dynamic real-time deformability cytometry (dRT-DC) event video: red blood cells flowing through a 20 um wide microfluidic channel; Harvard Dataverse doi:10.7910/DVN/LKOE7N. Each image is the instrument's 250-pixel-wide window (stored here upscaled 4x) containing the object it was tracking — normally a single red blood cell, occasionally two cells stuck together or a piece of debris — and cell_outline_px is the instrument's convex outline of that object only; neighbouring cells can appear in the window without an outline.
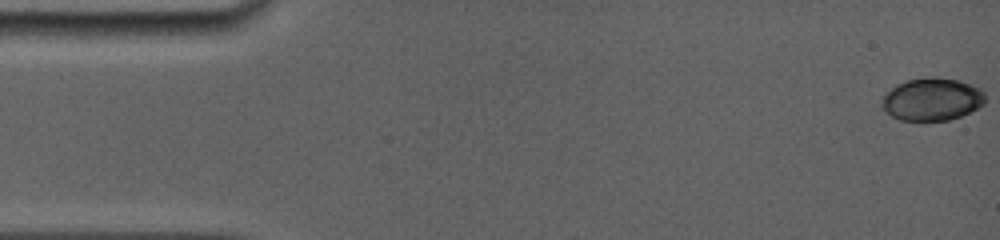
{"species": "common noctule bat (a hibernating species)", "species_latin": "Nyctalus noctula", "temperature_condition": "room temperature", "stored_images_in_passage": 55, "camera_frame_rate_fps": 5000, "um_per_image_px": 0.085, "animal": {"sex": "female", "body_mass_g": 19.0, "forearm_length_mm": 56.7}, "frame": {"image": 1, "passage_image": 1, "time_ms": 0.0, "image_size_px": [1000, 240], "cell_outline_px": [[984, 104], [960, 116], [948, 120], [920, 124], [900, 120], [884, 112], [880, 108], [880, 100], [896, 84], [904, 80], [932, 76], [956, 80], [980, 88], [984, 92]], "centroid_in_image_um": [79.14, 8.48], "position_along_channel_um": 5.9, "area_um2": 26.36}}
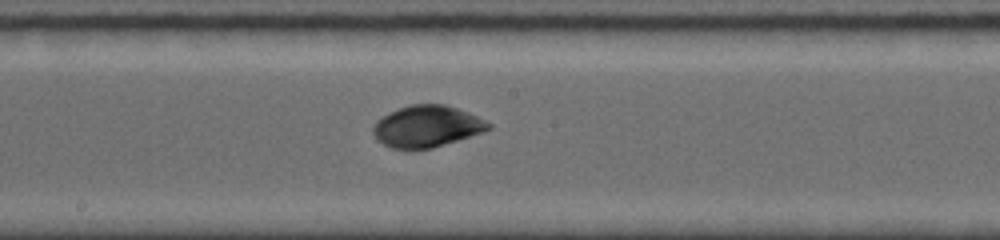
{"frame": {"image": 2, "passage_image": 32, "time_ms": 8.6, "image_size_px": [1000, 240], "cell_outline_px": [[492, 128], [432, 148], [412, 152], [392, 148], [376, 140], [372, 132], [372, 128], [376, 120], [400, 108], [412, 104], [444, 104], [468, 112], [492, 124]], "centroid_in_image_um": [36.23, 10.77], "position_along_channel_um": 212.0, "area_um2": 27.98}}
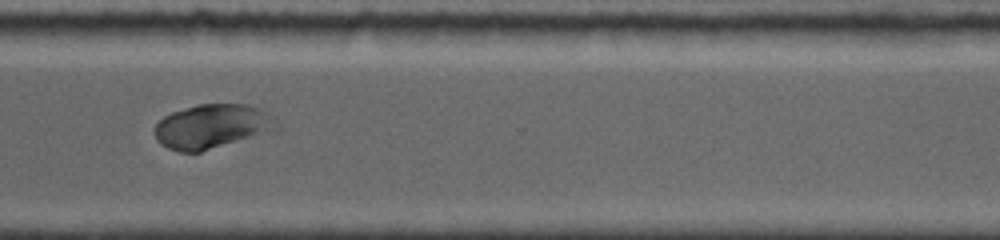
{"frame": {"image": 3, "passage_image": 48, "time_ms": 12.2, "image_size_px": [1000, 240], "cell_outline_px": [[280, 128], [276, 132], [200, 152], [180, 152], [168, 148], [160, 144], [156, 140], [156, 124], [164, 116], [172, 112], [196, 104], [244, 104], [256, 108], [276, 116]], "centroid_in_image_um": [18.11, 10.76], "position_along_channel_um": 352.5, "area_um2": 32.02}, "authors_computed_cell_mechanics": {"area_um2": 27.3972, "velocity_mm_per_s": 3.902, "shape_relaxation_time_tau1_ms": 1.1786, "shape_relaxation_time_tau2_ms": 1.1095, "deformation_change_tau1": 0.0598, "deformation_change_tau2": 0.0278}}